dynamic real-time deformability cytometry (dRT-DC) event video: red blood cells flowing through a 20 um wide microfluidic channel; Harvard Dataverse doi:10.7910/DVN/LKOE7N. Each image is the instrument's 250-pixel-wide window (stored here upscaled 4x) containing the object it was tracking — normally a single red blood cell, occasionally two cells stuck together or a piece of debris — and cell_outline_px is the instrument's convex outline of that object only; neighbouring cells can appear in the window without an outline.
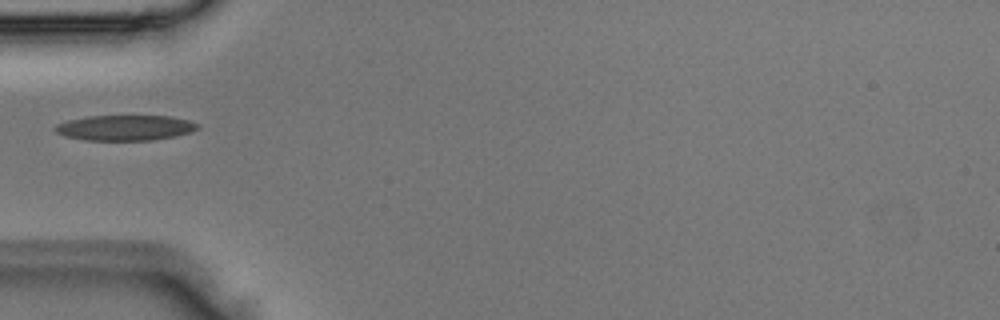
{"species": "Egyptian fruit bat (a non-hibernating species)", "species_latin": "Rousettus aegyptiacus", "temperature_condition": "room temperature", "stored_images_in_passage": 3, "camera_frame_rate_fps": 3000, "um_per_image_px": 0.085, "animal": {"sex": "male"}, "frame": {"image": 1, "passage_image": 3, "time_ms": 0.667, "image_size_px": [1000, 320], "cell_outline_px": [[200, 128], [192, 132], [176, 136], [152, 140], [84, 140], [64, 136], [56, 132], [52, 128], [56, 124], [68, 120], [88, 116], [168, 116], [188, 120], [200, 124]], "centroid_in_image_um": [10.64, 10.86], "position_along_channel_um": 74.4, "area_um2": 21.21}}